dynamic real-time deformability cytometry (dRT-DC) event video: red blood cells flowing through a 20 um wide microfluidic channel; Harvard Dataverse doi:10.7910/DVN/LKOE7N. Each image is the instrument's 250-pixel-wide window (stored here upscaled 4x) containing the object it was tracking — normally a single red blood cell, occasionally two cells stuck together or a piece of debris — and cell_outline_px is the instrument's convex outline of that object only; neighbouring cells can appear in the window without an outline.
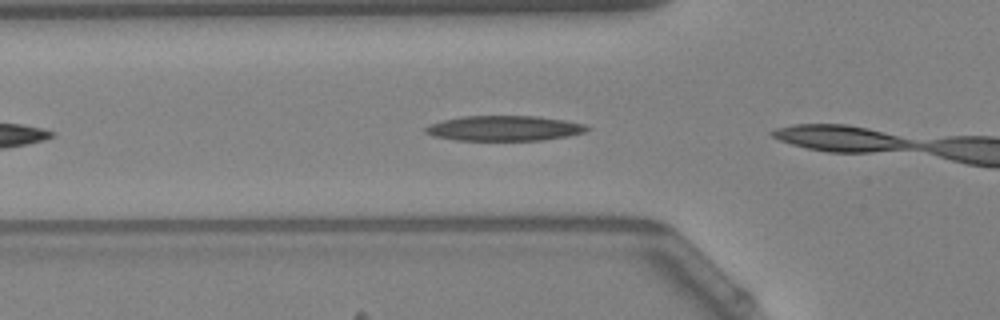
{"species": "Egyptian fruit bat (a non-hibernating species)", "species_latin": "Rousettus aegyptiacus", "temperature_condition": "warm", "stored_images_in_passage": 3, "camera_frame_rate_fps": 3000, "um_per_image_px": 0.085, "animal": {"sex": "female"}, "frame": {"image": 1, "passage_image": 2, "time_ms": 0.333, "image_size_px": [1000, 320], "cell_outline_px": [[592, 128], [584, 132], [568, 136], [544, 140], [456, 140], [432, 136], [424, 132], [424, 128], [432, 124], [444, 120], [464, 116], [536, 116], [564, 120], [584, 124]], "centroid_in_image_um": [42.88, 10.91], "position_along_channel_um": 82.9, "area_um2": 23.58}}